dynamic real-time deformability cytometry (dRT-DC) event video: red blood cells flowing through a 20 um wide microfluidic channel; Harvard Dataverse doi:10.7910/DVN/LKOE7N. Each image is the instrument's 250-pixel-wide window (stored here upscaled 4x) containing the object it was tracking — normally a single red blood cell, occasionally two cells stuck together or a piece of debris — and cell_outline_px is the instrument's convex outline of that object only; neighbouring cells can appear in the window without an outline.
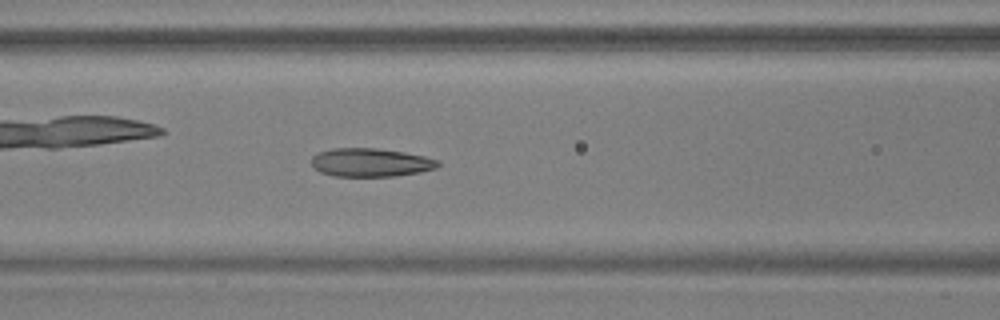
{"species": "common noctule bat (a hibernating species)", "species_latin": "Nyctalus noctula", "temperature_condition": "warm", "stored_images_in_passage": 51, "camera_frame_rate_fps": 3000, "um_per_image_px": 0.085, "animal": {"sex": "male", "body_mass_g": 17.9, "forearm_length_mm": 54.2}, "frame": {"image": 1, "passage_image": 22, "time_ms": 7.0, "image_size_px": [1000, 320], "cell_outline_px": [[440, 164], [436, 168], [420, 172], [396, 176], [332, 176], [320, 172], [312, 164], [312, 156], [320, 152], [332, 148], [376, 148], [404, 152], [424, 156], [440, 160]], "centroid_in_image_um": [31.53, 13.81], "position_along_channel_um": 135.1, "area_um2": 20.98}, "authors_computed_cell_mechanics": {"area_um2": 22.0218, "velocity_mm_per_s": 3.6666, "shape_relaxation_time_tau1_ms": null, "shape_relaxation_time_tau2_ms": 1.92, "deformation_change_tau1": null, "deformation_change_tau2": 0.0817}}